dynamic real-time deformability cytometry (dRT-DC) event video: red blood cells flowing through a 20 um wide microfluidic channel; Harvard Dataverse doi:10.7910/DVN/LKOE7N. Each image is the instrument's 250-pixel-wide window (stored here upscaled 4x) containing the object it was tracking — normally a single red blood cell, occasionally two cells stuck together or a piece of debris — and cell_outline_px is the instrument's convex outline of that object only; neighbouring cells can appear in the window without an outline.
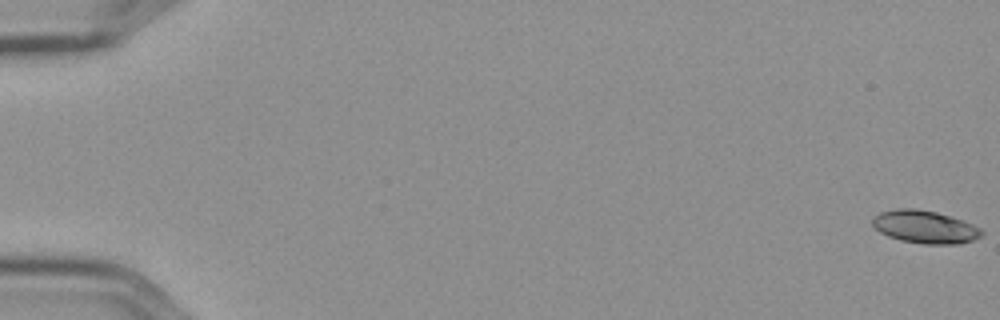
{"species": "Egyptian fruit bat (a non-hibernating species)", "species_latin": "Rousettus aegyptiacus", "temperature_condition": "cold", "stored_images_in_passage": 58, "camera_frame_rate_fps": 3000, "um_per_image_px": 0.085, "frame": {"image": 1, "passage_image": 1, "time_ms": 0.0, "image_size_px": [1000, 320], "cell_outline_px": [[984, 232], [980, 236], [972, 240], [960, 244], [924, 244], [900, 240], [888, 236], [872, 228], [872, 220], [880, 212], [896, 208], [916, 208], [936, 212], [972, 224], [980, 228]], "centroid_in_image_um": [78.58, 19.29], "position_along_channel_um": 6.4, "area_um2": 20.81}}
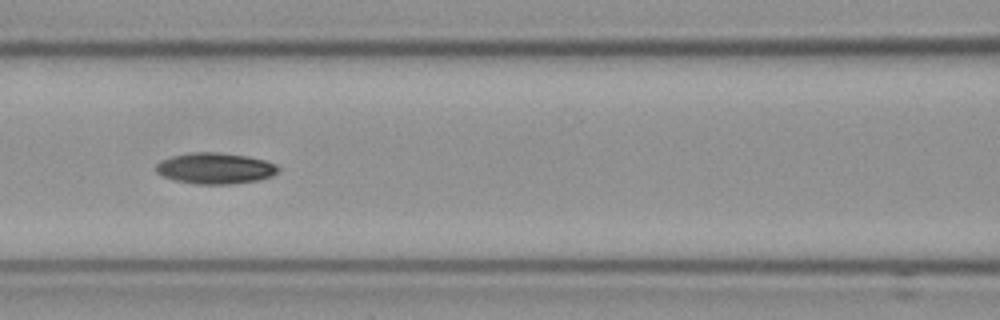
{"frame": {"image": 2, "passage_image": 27, "time_ms": 8.667, "image_size_px": [1000, 320], "cell_outline_px": [[280, 172], [272, 176], [260, 180], [232, 184], [196, 184], [176, 180], [164, 176], [156, 172], [156, 164], [160, 160], [172, 156], [192, 152], [216, 152], [248, 156], [264, 160], [276, 164], [280, 168]], "centroid_in_image_um": [18.33, 14.31], "position_along_channel_um": 148.3, "area_um2": 22.25}}
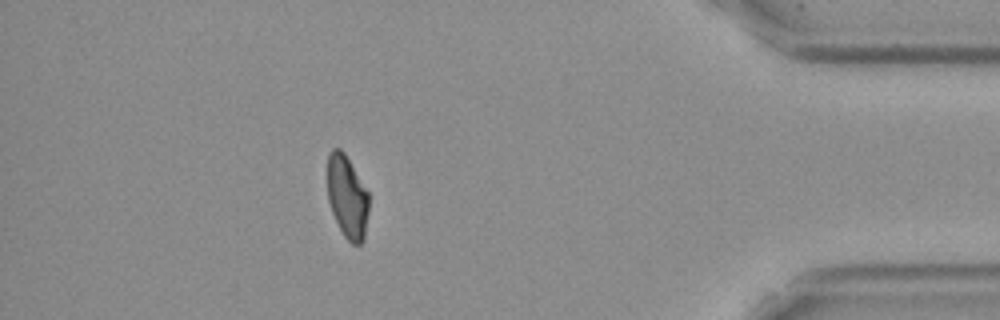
{"frame": {"image": 3, "passage_image": 52, "time_ms": 17.0, "image_size_px": [1000, 320], "cell_outline_px": [[368, 212], [364, 240], [360, 244], [352, 244], [344, 236], [332, 212], [328, 200], [328, 152], [332, 148], [340, 148], [344, 152], [368, 192]], "centroid_in_image_um": [29.51, 16.73], "position_along_channel_um": 405.7, "area_um2": 19.83}}